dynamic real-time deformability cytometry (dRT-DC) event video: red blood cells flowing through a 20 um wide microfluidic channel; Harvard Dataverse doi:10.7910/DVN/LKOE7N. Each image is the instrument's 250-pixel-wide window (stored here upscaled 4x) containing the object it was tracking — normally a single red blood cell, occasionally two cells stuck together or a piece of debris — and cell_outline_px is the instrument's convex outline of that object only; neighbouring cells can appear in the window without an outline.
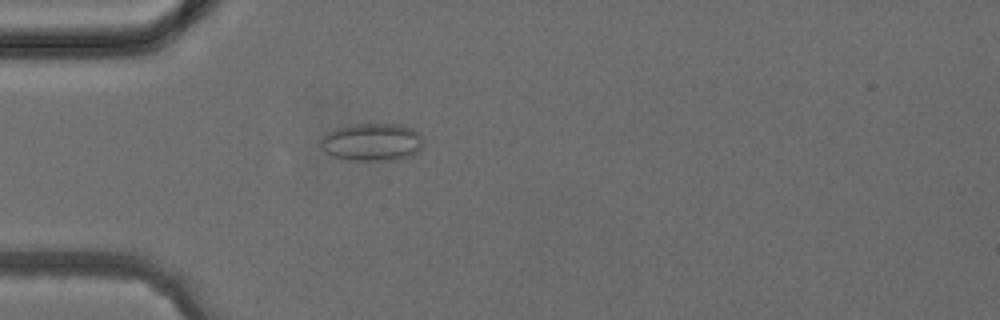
{"species": "common noctule bat (a hibernating species)", "species_latin": "Nyctalus noctula", "temperature_condition": "cold", "stored_images_in_passage": 1, "camera_frame_rate_fps": 3000, "um_per_image_px": 0.085, "animal": {"sex": "female", "body_mass_g": 24.6, "forearm_length_mm": 56.2}, "frame": {"image": 1, "passage_image": 1, "time_ms": 0.0, "image_size_px": [1000, 320], "cell_outline_px": [[420, 148], [412, 156], [400, 160], [352, 160], [336, 156], [328, 152], [320, 144], [320, 140], [328, 132], [336, 128], [352, 124], [404, 124], [412, 128], [420, 136]], "centroid_in_image_um": [31.64, 12.07], "position_along_channel_um": 53.4, "area_um2": 22.25}}